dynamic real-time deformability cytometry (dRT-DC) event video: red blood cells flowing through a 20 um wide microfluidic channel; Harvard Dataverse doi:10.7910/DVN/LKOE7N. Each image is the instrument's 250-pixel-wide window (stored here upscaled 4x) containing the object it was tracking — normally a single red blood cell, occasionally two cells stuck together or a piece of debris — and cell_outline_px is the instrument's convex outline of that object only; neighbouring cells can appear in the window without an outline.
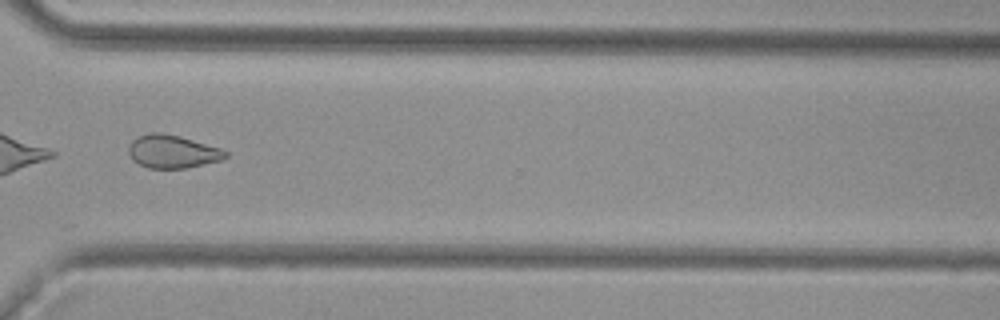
{"species": "common noctule bat (a hibernating species)", "species_latin": "Nyctalus noctula", "temperature_condition": "cold", "stored_images_in_passage": 31, "camera_frame_rate_fps": 3000, "um_per_image_px": 0.085, "animal": {"sex": "female", "body_mass_g": 29.2, "forearm_length_mm": 56.3}, "frame": {"image": 1, "passage_image": 22, "time_ms": 7.0, "image_size_px": [1000, 320], "cell_outline_px": [[228, 156], [220, 160], [188, 168], [148, 168], [132, 160], [128, 152], [128, 148], [132, 140], [140, 136], [152, 132], [160, 132], [180, 136], [220, 148], [228, 152]], "centroid_in_image_um": [14.65, 12.88], "position_along_channel_um": 355.9, "area_um2": 18.61}}